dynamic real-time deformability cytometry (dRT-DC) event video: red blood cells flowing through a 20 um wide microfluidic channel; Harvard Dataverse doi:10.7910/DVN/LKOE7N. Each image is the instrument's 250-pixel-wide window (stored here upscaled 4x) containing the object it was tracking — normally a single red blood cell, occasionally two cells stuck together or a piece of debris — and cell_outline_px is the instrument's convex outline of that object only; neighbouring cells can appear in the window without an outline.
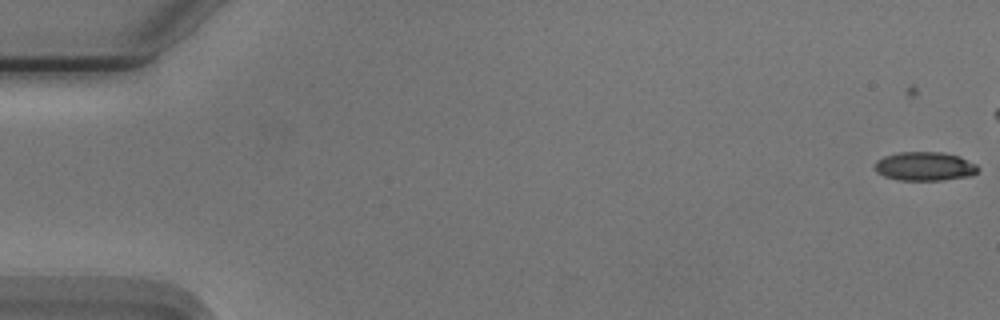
{"species": "Egyptian fruit bat (a non-hibernating species)", "species_latin": "Rousettus aegyptiacus", "temperature_condition": "cold", "stored_images_in_passage": 15, "camera_frame_rate_fps": 3000, "um_per_image_px": 0.085, "animal": {"sex": "male"}, "frame": {"image": 1, "passage_image": 1, "time_ms": 0.0, "image_size_px": [1000, 320], "cell_outline_px": [[980, 168], [972, 176], [940, 180], [900, 180], [884, 176], [876, 172], [872, 164], [876, 160], [884, 156], [896, 152], [944, 152], [960, 156], [976, 164]], "centroid_in_image_um": [78.58, 14.13], "position_along_channel_um": 6.4, "area_um2": 17.63}}